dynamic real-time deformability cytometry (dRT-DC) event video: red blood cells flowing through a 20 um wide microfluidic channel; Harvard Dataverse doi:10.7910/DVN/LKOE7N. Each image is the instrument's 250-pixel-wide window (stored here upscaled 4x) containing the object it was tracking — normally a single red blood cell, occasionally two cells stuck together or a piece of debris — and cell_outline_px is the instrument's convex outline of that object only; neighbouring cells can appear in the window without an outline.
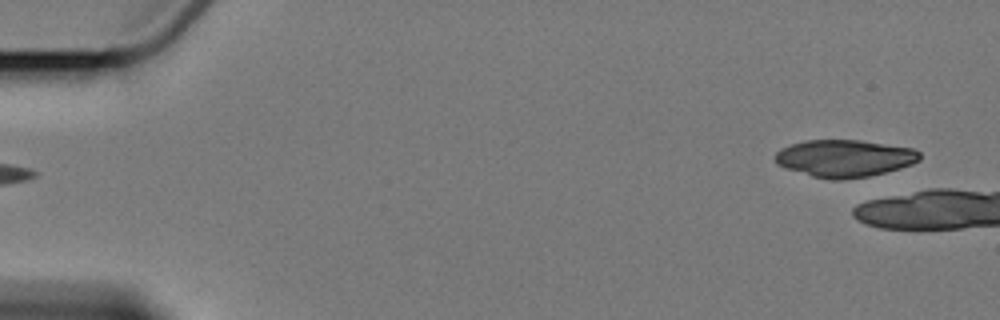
{"species": "Egyptian fruit bat (a non-hibernating species)", "species_latin": "Rousettus aegyptiacus", "temperature_condition": "cold", "stored_images_in_passage": 5, "camera_frame_rate_fps": 3000, "um_per_image_px": 0.085, "animal": {"sex": "female"}, "frame": {"image": 1, "passage_image": 5, "time_ms": 5.0, "image_size_px": [1000, 320], "cell_outline_px": [[920, 160], [912, 164], [900, 168], [868, 176], [840, 180], [832, 180], [812, 176], [776, 164], [776, 152], [780, 148], [804, 140], [860, 140], [912, 148], [920, 152]], "centroid_in_image_um": [71.79, 13.45], "position_along_channel_um": 13.2, "area_um2": 31.15}}